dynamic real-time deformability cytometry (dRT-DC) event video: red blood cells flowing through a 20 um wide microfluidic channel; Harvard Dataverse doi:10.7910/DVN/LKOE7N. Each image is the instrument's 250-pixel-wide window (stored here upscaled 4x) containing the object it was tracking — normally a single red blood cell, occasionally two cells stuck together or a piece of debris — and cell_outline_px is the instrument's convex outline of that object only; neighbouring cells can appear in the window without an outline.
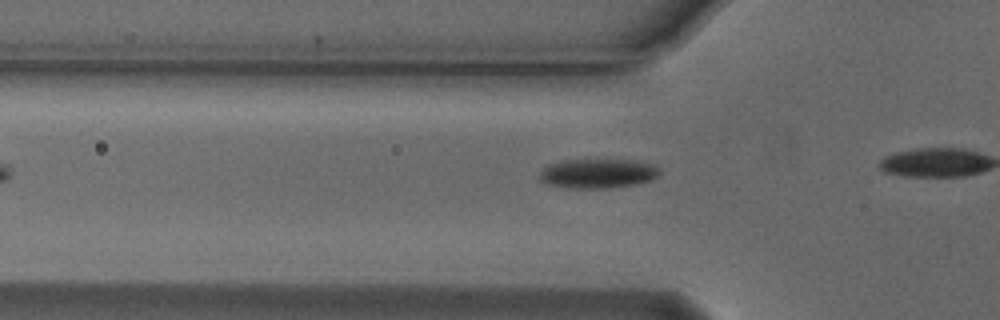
{"species": "Egyptian fruit bat (a non-hibernating species)", "species_latin": "Rousettus aegyptiacus", "temperature_condition": "cold", "stored_images_in_passage": 5, "camera_frame_rate_fps": 3000, "um_per_image_px": 0.085, "animal": {"sex": "male"}, "frame": {"image": 1, "passage_image": 2, "time_ms": 0.333, "image_size_px": [1000, 320], "cell_outline_px": [[660, 172], [656, 176], [648, 180], [636, 184], [608, 188], [568, 188], [548, 184], [540, 180], [540, 172], [548, 164], [564, 160], [636, 160], [656, 164], [660, 168]], "centroid_in_image_um": [50.83, 14.74], "position_along_channel_um": 75.0, "area_um2": 20.58}}